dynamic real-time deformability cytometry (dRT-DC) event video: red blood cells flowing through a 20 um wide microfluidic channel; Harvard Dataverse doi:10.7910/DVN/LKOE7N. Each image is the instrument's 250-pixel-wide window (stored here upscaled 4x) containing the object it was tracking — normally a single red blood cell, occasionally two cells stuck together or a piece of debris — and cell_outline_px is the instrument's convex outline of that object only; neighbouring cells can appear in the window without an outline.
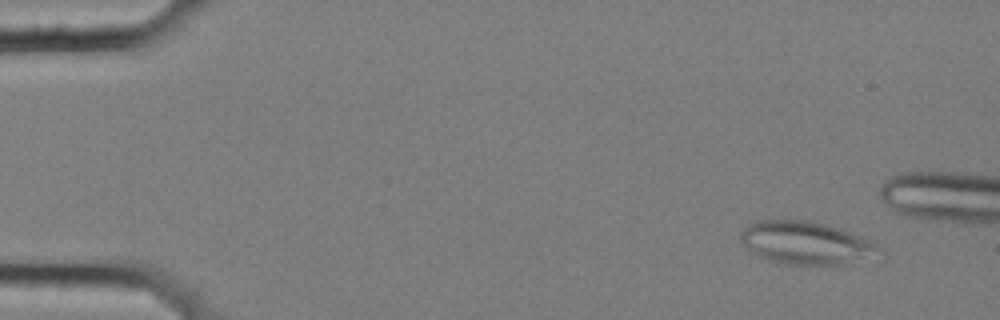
{"species": "common noctule bat (a hibernating species)", "species_latin": "Nyctalus noctula", "temperature_condition": "cold", "stored_images_in_passage": 6, "camera_frame_rate_fps": 3000, "um_per_image_px": 0.085, "animal": {"sex": "female", "body_mass_g": 25.1}, "frame": {"image": 1, "passage_image": 2, "time_ms": 0.333, "image_size_px": [1000, 320], "cell_outline_px": [[884, 252], [844, 264], [808, 268], [784, 264], [768, 260], [752, 252], [740, 240], [740, 232], [744, 228], [756, 220], [808, 220], [840, 228], [872, 240], [880, 244], [884, 248]], "centroid_in_image_um": [68.55, 20.68], "position_along_channel_um": 16.5, "area_um2": 35.37}}